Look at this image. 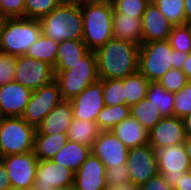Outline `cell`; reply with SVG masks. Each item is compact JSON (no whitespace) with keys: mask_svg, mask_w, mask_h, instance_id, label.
Segmentation results:
<instances>
[{"mask_svg":"<svg viewBox=\"0 0 191 190\" xmlns=\"http://www.w3.org/2000/svg\"><path fill=\"white\" fill-rule=\"evenodd\" d=\"M74 172L69 168L51 160H38L34 190H50L52 188L72 189Z\"/></svg>","mask_w":191,"mask_h":190,"instance_id":"13","label":"cell"},{"mask_svg":"<svg viewBox=\"0 0 191 190\" xmlns=\"http://www.w3.org/2000/svg\"><path fill=\"white\" fill-rule=\"evenodd\" d=\"M182 71L185 73L188 81H191V51L188 53L187 59L182 66Z\"/></svg>","mask_w":191,"mask_h":190,"instance_id":"45","label":"cell"},{"mask_svg":"<svg viewBox=\"0 0 191 190\" xmlns=\"http://www.w3.org/2000/svg\"><path fill=\"white\" fill-rule=\"evenodd\" d=\"M186 136L181 118L166 116L148 131V144L155 150L185 142Z\"/></svg>","mask_w":191,"mask_h":190,"instance_id":"16","label":"cell"},{"mask_svg":"<svg viewBox=\"0 0 191 190\" xmlns=\"http://www.w3.org/2000/svg\"><path fill=\"white\" fill-rule=\"evenodd\" d=\"M186 24L191 23V0H184Z\"/></svg>","mask_w":191,"mask_h":190,"instance_id":"47","label":"cell"},{"mask_svg":"<svg viewBox=\"0 0 191 190\" xmlns=\"http://www.w3.org/2000/svg\"><path fill=\"white\" fill-rule=\"evenodd\" d=\"M130 116V106L118 104L104 106L98 113L96 123L100 131H111L117 124Z\"/></svg>","mask_w":191,"mask_h":190,"instance_id":"31","label":"cell"},{"mask_svg":"<svg viewBox=\"0 0 191 190\" xmlns=\"http://www.w3.org/2000/svg\"><path fill=\"white\" fill-rule=\"evenodd\" d=\"M54 80V67L49 63L26 55L16 57L14 82L34 91L41 86L52 83Z\"/></svg>","mask_w":191,"mask_h":190,"instance_id":"8","label":"cell"},{"mask_svg":"<svg viewBox=\"0 0 191 190\" xmlns=\"http://www.w3.org/2000/svg\"><path fill=\"white\" fill-rule=\"evenodd\" d=\"M8 190H34L33 187H27V188H17V187H10Z\"/></svg>","mask_w":191,"mask_h":190,"instance_id":"52","label":"cell"},{"mask_svg":"<svg viewBox=\"0 0 191 190\" xmlns=\"http://www.w3.org/2000/svg\"><path fill=\"white\" fill-rule=\"evenodd\" d=\"M126 165L131 183L138 186L159 173L156 151L149 144L129 148Z\"/></svg>","mask_w":191,"mask_h":190,"instance_id":"11","label":"cell"},{"mask_svg":"<svg viewBox=\"0 0 191 190\" xmlns=\"http://www.w3.org/2000/svg\"><path fill=\"white\" fill-rule=\"evenodd\" d=\"M173 25L186 24L184 0H151Z\"/></svg>","mask_w":191,"mask_h":190,"instance_id":"32","label":"cell"},{"mask_svg":"<svg viewBox=\"0 0 191 190\" xmlns=\"http://www.w3.org/2000/svg\"><path fill=\"white\" fill-rule=\"evenodd\" d=\"M54 73L62 99L71 101L99 79L94 51H90L74 65H69V69Z\"/></svg>","mask_w":191,"mask_h":190,"instance_id":"6","label":"cell"},{"mask_svg":"<svg viewBox=\"0 0 191 190\" xmlns=\"http://www.w3.org/2000/svg\"><path fill=\"white\" fill-rule=\"evenodd\" d=\"M35 133L21 117H0V157L33 151Z\"/></svg>","mask_w":191,"mask_h":190,"instance_id":"7","label":"cell"},{"mask_svg":"<svg viewBox=\"0 0 191 190\" xmlns=\"http://www.w3.org/2000/svg\"><path fill=\"white\" fill-rule=\"evenodd\" d=\"M5 24V20H0V39H1V34H2V29Z\"/></svg>","mask_w":191,"mask_h":190,"instance_id":"53","label":"cell"},{"mask_svg":"<svg viewBox=\"0 0 191 190\" xmlns=\"http://www.w3.org/2000/svg\"><path fill=\"white\" fill-rule=\"evenodd\" d=\"M63 0H26L24 18L39 20L57 8Z\"/></svg>","mask_w":191,"mask_h":190,"instance_id":"33","label":"cell"},{"mask_svg":"<svg viewBox=\"0 0 191 190\" xmlns=\"http://www.w3.org/2000/svg\"><path fill=\"white\" fill-rule=\"evenodd\" d=\"M83 39L90 51H95L113 39L112 3L94 2L81 6Z\"/></svg>","mask_w":191,"mask_h":190,"instance_id":"4","label":"cell"},{"mask_svg":"<svg viewBox=\"0 0 191 190\" xmlns=\"http://www.w3.org/2000/svg\"><path fill=\"white\" fill-rule=\"evenodd\" d=\"M187 56V53L173 50L168 40L143 43L139 49V72L155 82L172 68L182 69Z\"/></svg>","mask_w":191,"mask_h":190,"instance_id":"2","label":"cell"},{"mask_svg":"<svg viewBox=\"0 0 191 190\" xmlns=\"http://www.w3.org/2000/svg\"><path fill=\"white\" fill-rule=\"evenodd\" d=\"M16 56L0 52V86L14 82Z\"/></svg>","mask_w":191,"mask_h":190,"instance_id":"40","label":"cell"},{"mask_svg":"<svg viewBox=\"0 0 191 190\" xmlns=\"http://www.w3.org/2000/svg\"><path fill=\"white\" fill-rule=\"evenodd\" d=\"M41 34L39 20L7 18L2 29L0 52L16 57L25 55Z\"/></svg>","mask_w":191,"mask_h":190,"instance_id":"5","label":"cell"},{"mask_svg":"<svg viewBox=\"0 0 191 190\" xmlns=\"http://www.w3.org/2000/svg\"><path fill=\"white\" fill-rule=\"evenodd\" d=\"M114 0H95V2H106V3H112Z\"/></svg>","mask_w":191,"mask_h":190,"instance_id":"54","label":"cell"},{"mask_svg":"<svg viewBox=\"0 0 191 190\" xmlns=\"http://www.w3.org/2000/svg\"><path fill=\"white\" fill-rule=\"evenodd\" d=\"M58 47V42L41 34L38 40L29 47L25 55L39 61L47 62L54 67L56 63Z\"/></svg>","mask_w":191,"mask_h":190,"instance_id":"29","label":"cell"},{"mask_svg":"<svg viewBox=\"0 0 191 190\" xmlns=\"http://www.w3.org/2000/svg\"><path fill=\"white\" fill-rule=\"evenodd\" d=\"M139 49L133 43L111 39L94 51L99 79H123L139 71Z\"/></svg>","mask_w":191,"mask_h":190,"instance_id":"1","label":"cell"},{"mask_svg":"<svg viewBox=\"0 0 191 190\" xmlns=\"http://www.w3.org/2000/svg\"><path fill=\"white\" fill-rule=\"evenodd\" d=\"M150 2L151 0H114L112 2V7L117 13L142 17Z\"/></svg>","mask_w":191,"mask_h":190,"instance_id":"36","label":"cell"},{"mask_svg":"<svg viewBox=\"0 0 191 190\" xmlns=\"http://www.w3.org/2000/svg\"><path fill=\"white\" fill-rule=\"evenodd\" d=\"M155 151L159 173L163 175L168 185L175 189L177 181L186 172L191 171V164L184 145L167 146Z\"/></svg>","mask_w":191,"mask_h":190,"instance_id":"9","label":"cell"},{"mask_svg":"<svg viewBox=\"0 0 191 190\" xmlns=\"http://www.w3.org/2000/svg\"><path fill=\"white\" fill-rule=\"evenodd\" d=\"M140 190H174V189L168 185L163 175L158 173L157 175L150 178L147 182L141 184Z\"/></svg>","mask_w":191,"mask_h":190,"instance_id":"42","label":"cell"},{"mask_svg":"<svg viewBox=\"0 0 191 190\" xmlns=\"http://www.w3.org/2000/svg\"><path fill=\"white\" fill-rule=\"evenodd\" d=\"M90 50L82 40H67L59 43L54 72H61L69 69L85 57Z\"/></svg>","mask_w":191,"mask_h":190,"instance_id":"23","label":"cell"},{"mask_svg":"<svg viewBox=\"0 0 191 190\" xmlns=\"http://www.w3.org/2000/svg\"><path fill=\"white\" fill-rule=\"evenodd\" d=\"M130 115L139 121L148 131H150L163 117L158 107L146 98L130 107Z\"/></svg>","mask_w":191,"mask_h":190,"instance_id":"30","label":"cell"},{"mask_svg":"<svg viewBox=\"0 0 191 190\" xmlns=\"http://www.w3.org/2000/svg\"><path fill=\"white\" fill-rule=\"evenodd\" d=\"M104 83L98 79L71 100L73 118L96 122L98 113L105 106Z\"/></svg>","mask_w":191,"mask_h":190,"instance_id":"14","label":"cell"},{"mask_svg":"<svg viewBox=\"0 0 191 190\" xmlns=\"http://www.w3.org/2000/svg\"><path fill=\"white\" fill-rule=\"evenodd\" d=\"M146 99L158 107L163 117L174 116V93L167 91L158 81L149 83Z\"/></svg>","mask_w":191,"mask_h":190,"instance_id":"28","label":"cell"},{"mask_svg":"<svg viewBox=\"0 0 191 190\" xmlns=\"http://www.w3.org/2000/svg\"><path fill=\"white\" fill-rule=\"evenodd\" d=\"M186 153L189 157V161L191 164V137H186L185 142L183 143Z\"/></svg>","mask_w":191,"mask_h":190,"instance_id":"50","label":"cell"},{"mask_svg":"<svg viewBox=\"0 0 191 190\" xmlns=\"http://www.w3.org/2000/svg\"><path fill=\"white\" fill-rule=\"evenodd\" d=\"M41 33L60 43L83 39V16L81 7L64 1L51 13L39 19Z\"/></svg>","mask_w":191,"mask_h":190,"instance_id":"3","label":"cell"},{"mask_svg":"<svg viewBox=\"0 0 191 190\" xmlns=\"http://www.w3.org/2000/svg\"><path fill=\"white\" fill-rule=\"evenodd\" d=\"M141 18L113 10V38L141 46L143 44Z\"/></svg>","mask_w":191,"mask_h":190,"instance_id":"21","label":"cell"},{"mask_svg":"<svg viewBox=\"0 0 191 190\" xmlns=\"http://www.w3.org/2000/svg\"><path fill=\"white\" fill-rule=\"evenodd\" d=\"M32 90L11 82L0 86V117H21L29 103Z\"/></svg>","mask_w":191,"mask_h":190,"instance_id":"17","label":"cell"},{"mask_svg":"<svg viewBox=\"0 0 191 190\" xmlns=\"http://www.w3.org/2000/svg\"><path fill=\"white\" fill-rule=\"evenodd\" d=\"M141 24L143 43L168 40L173 26L152 1L143 13Z\"/></svg>","mask_w":191,"mask_h":190,"instance_id":"19","label":"cell"},{"mask_svg":"<svg viewBox=\"0 0 191 190\" xmlns=\"http://www.w3.org/2000/svg\"><path fill=\"white\" fill-rule=\"evenodd\" d=\"M67 134H35L33 152L38 160H51L66 144Z\"/></svg>","mask_w":191,"mask_h":190,"instance_id":"25","label":"cell"},{"mask_svg":"<svg viewBox=\"0 0 191 190\" xmlns=\"http://www.w3.org/2000/svg\"><path fill=\"white\" fill-rule=\"evenodd\" d=\"M186 137H191V113L182 118Z\"/></svg>","mask_w":191,"mask_h":190,"instance_id":"46","label":"cell"},{"mask_svg":"<svg viewBox=\"0 0 191 190\" xmlns=\"http://www.w3.org/2000/svg\"><path fill=\"white\" fill-rule=\"evenodd\" d=\"M129 148L112 131H100L92 145L91 153L107 167L125 165Z\"/></svg>","mask_w":191,"mask_h":190,"instance_id":"15","label":"cell"},{"mask_svg":"<svg viewBox=\"0 0 191 190\" xmlns=\"http://www.w3.org/2000/svg\"><path fill=\"white\" fill-rule=\"evenodd\" d=\"M10 187V181L6 168L0 159V190H8Z\"/></svg>","mask_w":191,"mask_h":190,"instance_id":"43","label":"cell"},{"mask_svg":"<svg viewBox=\"0 0 191 190\" xmlns=\"http://www.w3.org/2000/svg\"><path fill=\"white\" fill-rule=\"evenodd\" d=\"M91 153V148L78 142L67 140L66 144L55 154L52 160L74 173L84 163Z\"/></svg>","mask_w":191,"mask_h":190,"instance_id":"24","label":"cell"},{"mask_svg":"<svg viewBox=\"0 0 191 190\" xmlns=\"http://www.w3.org/2000/svg\"><path fill=\"white\" fill-rule=\"evenodd\" d=\"M6 168L10 186L17 188L33 187L36 178L38 159L34 152L0 157Z\"/></svg>","mask_w":191,"mask_h":190,"instance_id":"12","label":"cell"},{"mask_svg":"<svg viewBox=\"0 0 191 190\" xmlns=\"http://www.w3.org/2000/svg\"><path fill=\"white\" fill-rule=\"evenodd\" d=\"M106 190H140V186L130 183L115 188H107Z\"/></svg>","mask_w":191,"mask_h":190,"instance_id":"48","label":"cell"},{"mask_svg":"<svg viewBox=\"0 0 191 190\" xmlns=\"http://www.w3.org/2000/svg\"><path fill=\"white\" fill-rule=\"evenodd\" d=\"M106 188H115L120 185L130 184L127 165L107 167L105 172Z\"/></svg>","mask_w":191,"mask_h":190,"instance_id":"39","label":"cell"},{"mask_svg":"<svg viewBox=\"0 0 191 190\" xmlns=\"http://www.w3.org/2000/svg\"><path fill=\"white\" fill-rule=\"evenodd\" d=\"M6 19H7V17L4 13V10H3L2 4H1V0H0V20H6Z\"/></svg>","mask_w":191,"mask_h":190,"instance_id":"51","label":"cell"},{"mask_svg":"<svg viewBox=\"0 0 191 190\" xmlns=\"http://www.w3.org/2000/svg\"><path fill=\"white\" fill-rule=\"evenodd\" d=\"M174 190H191V171L186 172L183 177L177 181V185Z\"/></svg>","mask_w":191,"mask_h":190,"instance_id":"44","label":"cell"},{"mask_svg":"<svg viewBox=\"0 0 191 190\" xmlns=\"http://www.w3.org/2000/svg\"><path fill=\"white\" fill-rule=\"evenodd\" d=\"M105 165L92 153L74 173L72 190H106Z\"/></svg>","mask_w":191,"mask_h":190,"instance_id":"18","label":"cell"},{"mask_svg":"<svg viewBox=\"0 0 191 190\" xmlns=\"http://www.w3.org/2000/svg\"><path fill=\"white\" fill-rule=\"evenodd\" d=\"M168 41L176 51H191V29L188 24L172 26Z\"/></svg>","mask_w":191,"mask_h":190,"instance_id":"35","label":"cell"},{"mask_svg":"<svg viewBox=\"0 0 191 190\" xmlns=\"http://www.w3.org/2000/svg\"><path fill=\"white\" fill-rule=\"evenodd\" d=\"M73 120L71 101L62 100L36 127L35 134H67Z\"/></svg>","mask_w":191,"mask_h":190,"instance_id":"20","label":"cell"},{"mask_svg":"<svg viewBox=\"0 0 191 190\" xmlns=\"http://www.w3.org/2000/svg\"><path fill=\"white\" fill-rule=\"evenodd\" d=\"M191 113V81L174 93V116L183 118Z\"/></svg>","mask_w":191,"mask_h":190,"instance_id":"38","label":"cell"},{"mask_svg":"<svg viewBox=\"0 0 191 190\" xmlns=\"http://www.w3.org/2000/svg\"><path fill=\"white\" fill-rule=\"evenodd\" d=\"M63 1L70 5H75L79 7L95 2V0H63Z\"/></svg>","mask_w":191,"mask_h":190,"instance_id":"49","label":"cell"},{"mask_svg":"<svg viewBox=\"0 0 191 190\" xmlns=\"http://www.w3.org/2000/svg\"><path fill=\"white\" fill-rule=\"evenodd\" d=\"M158 82L169 92L177 93L189 81L182 69L172 68L168 70Z\"/></svg>","mask_w":191,"mask_h":190,"instance_id":"37","label":"cell"},{"mask_svg":"<svg viewBox=\"0 0 191 190\" xmlns=\"http://www.w3.org/2000/svg\"><path fill=\"white\" fill-rule=\"evenodd\" d=\"M99 133L100 129L98 128L96 122L73 118L67 132V137L68 140L75 141L92 148V145Z\"/></svg>","mask_w":191,"mask_h":190,"instance_id":"26","label":"cell"},{"mask_svg":"<svg viewBox=\"0 0 191 190\" xmlns=\"http://www.w3.org/2000/svg\"><path fill=\"white\" fill-rule=\"evenodd\" d=\"M111 131L128 148L148 144V130L131 115L117 124Z\"/></svg>","mask_w":191,"mask_h":190,"instance_id":"22","label":"cell"},{"mask_svg":"<svg viewBox=\"0 0 191 190\" xmlns=\"http://www.w3.org/2000/svg\"><path fill=\"white\" fill-rule=\"evenodd\" d=\"M26 0H1L7 18H24Z\"/></svg>","mask_w":191,"mask_h":190,"instance_id":"41","label":"cell"},{"mask_svg":"<svg viewBox=\"0 0 191 190\" xmlns=\"http://www.w3.org/2000/svg\"><path fill=\"white\" fill-rule=\"evenodd\" d=\"M50 190H72V189L52 188Z\"/></svg>","mask_w":191,"mask_h":190,"instance_id":"55","label":"cell"},{"mask_svg":"<svg viewBox=\"0 0 191 190\" xmlns=\"http://www.w3.org/2000/svg\"><path fill=\"white\" fill-rule=\"evenodd\" d=\"M100 80L104 83L103 99L106 106L125 104L124 78Z\"/></svg>","mask_w":191,"mask_h":190,"instance_id":"34","label":"cell"},{"mask_svg":"<svg viewBox=\"0 0 191 190\" xmlns=\"http://www.w3.org/2000/svg\"><path fill=\"white\" fill-rule=\"evenodd\" d=\"M150 81L139 71L124 78L125 105L132 106L146 98Z\"/></svg>","mask_w":191,"mask_h":190,"instance_id":"27","label":"cell"},{"mask_svg":"<svg viewBox=\"0 0 191 190\" xmlns=\"http://www.w3.org/2000/svg\"><path fill=\"white\" fill-rule=\"evenodd\" d=\"M62 100L59 85L54 80L32 92L21 118L36 128Z\"/></svg>","mask_w":191,"mask_h":190,"instance_id":"10","label":"cell"}]
</instances>
